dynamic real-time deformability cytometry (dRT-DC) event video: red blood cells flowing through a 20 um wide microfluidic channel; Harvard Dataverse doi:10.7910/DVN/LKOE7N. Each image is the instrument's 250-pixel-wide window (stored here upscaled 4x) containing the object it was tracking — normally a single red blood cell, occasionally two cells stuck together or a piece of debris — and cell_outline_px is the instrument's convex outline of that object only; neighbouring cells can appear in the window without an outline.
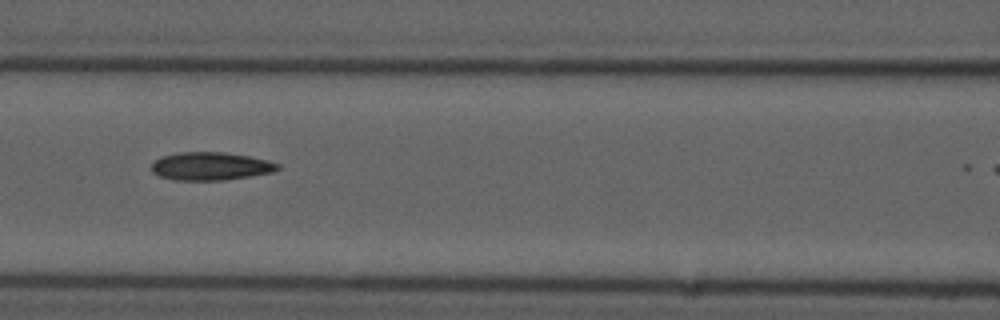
{"species": "common noctule bat (a hibernating species)", "species_latin": "Nyctalus noctula", "temperature_condition": "cold", "stored_images_in_passage": 9, "segment_of_instrument_passage": [1, 2], "camera_frame_rate_fps": 3000, "um_per_image_px": 0.085, "animal": {"sex": "male", "forearm_length_mm": 52.5}, "frame": {"image": 1, "passage_image": 6, "time_ms": 6.0, "image_size_px": [1000, 320], "cell_outline_px": [[280, 168], [272, 172], [252, 176], [224, 180], [176, 180], [160, 176], [152, 172], [152, 164], [160, 156], [176, 152], [224, 152], [248, 156], [268, 160], [280, 164]], "centroid_in_image_um": [17.91, 14.12], "position_along_channel_um": 148.7, "area_um2": 20.69}}
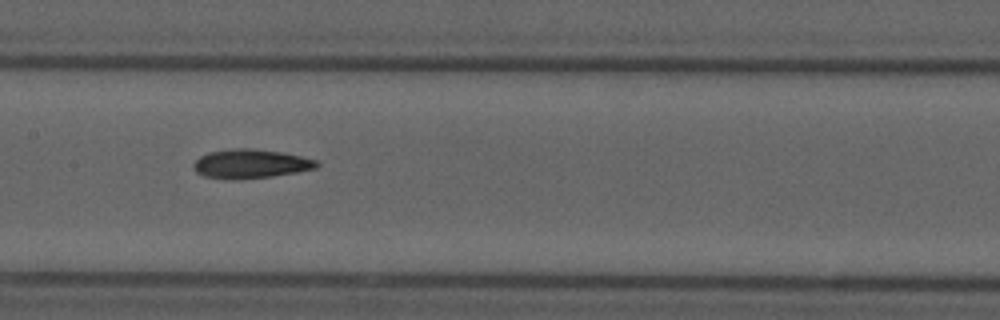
{"frame": {"image": 2, "passage_image": 7, "time_ms": 7.0, "image_size_px": [1000, 320], "cell_outline_px": [[320, 164], [316, 168], [296, 172], [272, 176], [204, 176], [196, 172], [192, 168], [192, 164], [200, 156], [208, 152], [236, 148], [248, 148], [280, 152], [300, 156], [316, 160]], "centroid_in_image_um": [21.32, 13.87], "position_along_channel_um": 186.1, "area_um2": 19.77}}
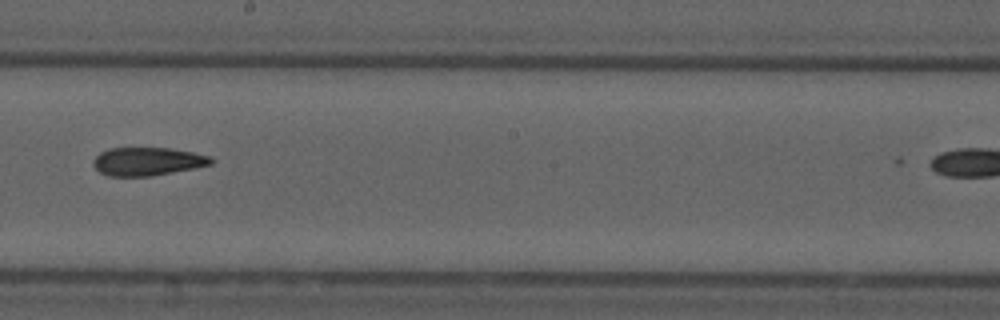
{"frame": {"image": 3, "passage_image": 8, "time_ms": 8.333, "image_size_px": [1000, 320], "cell_outline_px": [[216, 160], [212, 164], [196, 168], [152, 176], [108, 176], [100, 172], [92, 164], [92, 160], [100, 152], [108, 148], [168, 148], [192, 152], [212, 156]], "centroid_in_image_um": [12.56, 13.72], "position_along_channel_um": 235.6, "area_um2": 19.59}}